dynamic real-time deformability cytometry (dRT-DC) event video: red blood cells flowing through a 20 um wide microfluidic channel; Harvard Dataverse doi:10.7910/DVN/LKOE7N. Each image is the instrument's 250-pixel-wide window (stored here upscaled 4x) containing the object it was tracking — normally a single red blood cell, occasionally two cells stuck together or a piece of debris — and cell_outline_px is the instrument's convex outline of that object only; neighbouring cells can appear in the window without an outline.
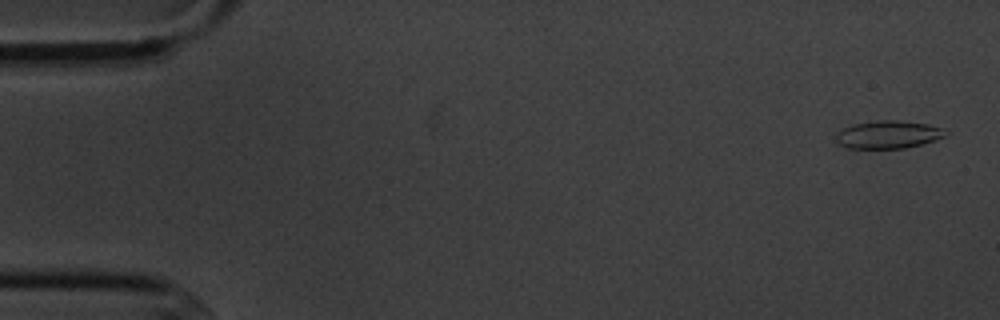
{"species": "common noctule bat (a hibernating species)", "species_latin": "Nyctalus noctula", "temperature_condition": "cold", "stored_images_in_passage": 5, "camera_frame_rate_fps": 3000, "um_per_image_px": 0.085, "animal": {"sex": "male", "body_mass_g": 20.1, "forearm_length_mm": 53.5}, "frame": {"image": 1, "passage_image": 1, "time_ms": 0.0, "image_size_px": [1000, 320], "cell_outline_px": [[948, 136], [936, 140], [904, 148], [848, 148], [840, 144], [836, 140], [836, 132], [852, 124], [880, 120], [896, 120], [928, 124], [940, 128], [948, 132]], "centroid_in_image_um": [75.51, 11.43], "position_along_channel_um": 9.5, "area_um2": 17.69}}